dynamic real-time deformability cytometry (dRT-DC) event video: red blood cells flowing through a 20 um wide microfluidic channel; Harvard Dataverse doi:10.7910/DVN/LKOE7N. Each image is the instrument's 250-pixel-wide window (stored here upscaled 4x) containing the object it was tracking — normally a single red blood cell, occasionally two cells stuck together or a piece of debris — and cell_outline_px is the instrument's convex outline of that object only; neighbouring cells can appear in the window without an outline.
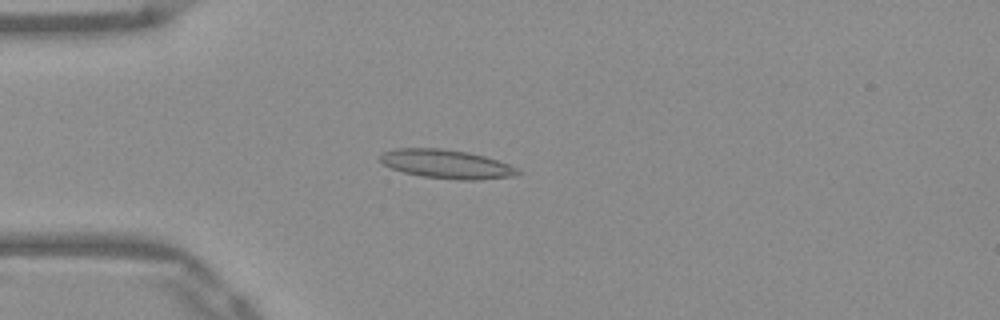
{"species": "Egyptian fruit bat (a non-hibernating species)", "species_latin": "Rousettus aegyptiacus", "temperature_condition": "warm", "stored_images_in_passage": 51, "camera_frame_rate_fps": 3000, "um_per_image_px": 0.085, "frame": {"image": 1, "passage_image": 13, "time_ms": 4.0, "image_size_px": [1000, 320], "cell_outline_px": [[524, 172], [516, 176], [476, 180], [460, 180], [420, 176], [404, 172], [392, 168], [384, 164], [380, 160], [380, 156], [384, 152], [396, 148], [440, 148], [468, 152], [484, 156], [508, 164]], "centroid_in_image_um": [37.98, 13.95], "position_along_channel_um": 47.0, "area_um2": 23.06}}
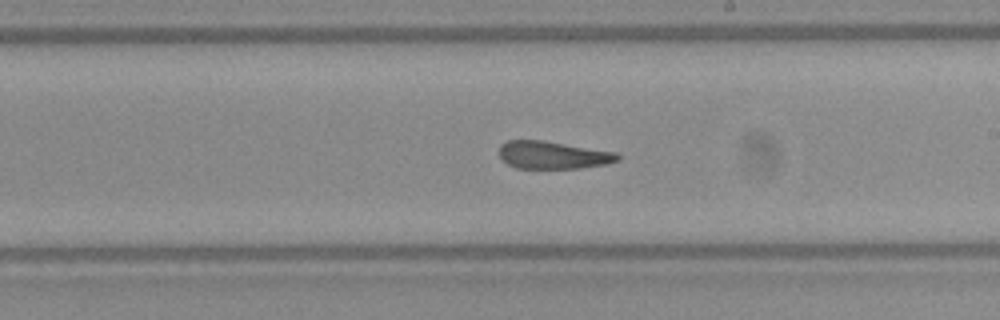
{"frame": {"image": 2, "passage_image": 29, "time_ms": 9.333, "image_size_px": [1000, 320], "cell_outline_px": [[620, 160], [608, 164], [580, 168], [516, 168], [508, 164], [500, 156], [500, 144], [508, 140], [544, 140], [616, 152], [620, 156]], "centroid_in_image_um": [47.03, 13.17], "position_along_channel_um": 242.0, "area_um2": 19.13}}
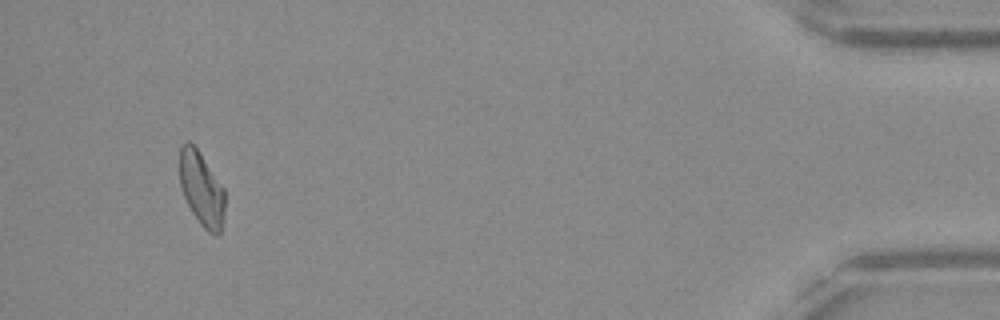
{"frame": {"image": 3, "passage_image": 48, "time_ms": 15.667, "image_size_px": [1000, 320], "cell_outline_px": [[224, 212], [220, 232], [216, 236], [208, 232], [200, 224], [192, 212], [184, 196], [180, 184], [180, 144], [188, 140], [196, 148], [224, 188]], "centroid_in_image_um": [17.12, 16.06], "position_along_channel_um": 418.1, "area_um2": 19.25}, "authors_computed_cell_mechanics": {"area_um2": 20.6346, "velocity_mm_per_s": 3.9393, "shape_relaxation_time_tau1_ms": null, "shape_relaxation_time_tau2_ms": 1.8371, "deformation_change_tau1": null, "deformation_change_tau2": 0.1112}}